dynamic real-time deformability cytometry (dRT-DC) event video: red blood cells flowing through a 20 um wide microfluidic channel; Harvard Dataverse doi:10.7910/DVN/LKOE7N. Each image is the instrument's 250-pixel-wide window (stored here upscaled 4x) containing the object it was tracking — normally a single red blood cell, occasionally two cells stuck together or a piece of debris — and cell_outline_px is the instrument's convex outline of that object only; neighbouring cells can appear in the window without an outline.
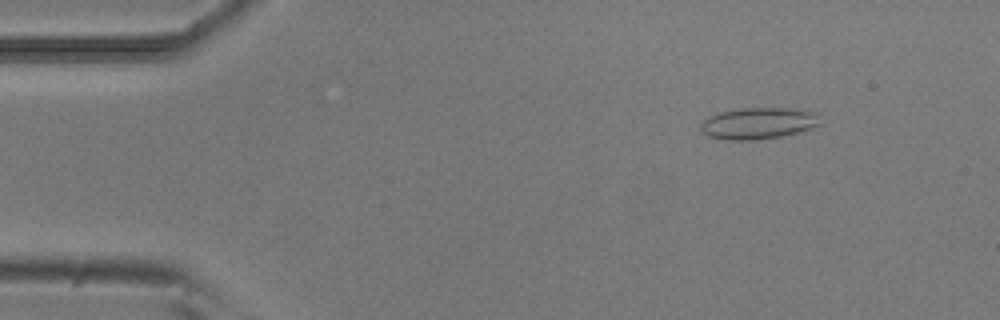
{"species": "common noctule bat (a hibernating species)", "species_latin": "Nyctalus noctula", "temperature_condition": "room temperature", "stored_images_in_passage": 52, "camera_frame_rate_fps": 3000, "um_per_image_px": 0.085, "animal": {"sex": "male", "body_mass_g": 20.5, "forearm_length_mm": 52.5}, "frame": {"image": 1, "passage_image": 6, "time_ms": 1.667, "image_size_px": [1000, 320], "cell_outline_px": [[820, 124], [784, 136], [756, 140], [728, 140], [708, 136], [700, 128], [700, 124], [708, 116], [720, 112], [740, 108], [792, 108], [816, 112]], "centroid_in_image_um": [64.42, 10.47], "position_along_channel_um": 20.6, "area_um2": 21.85}}
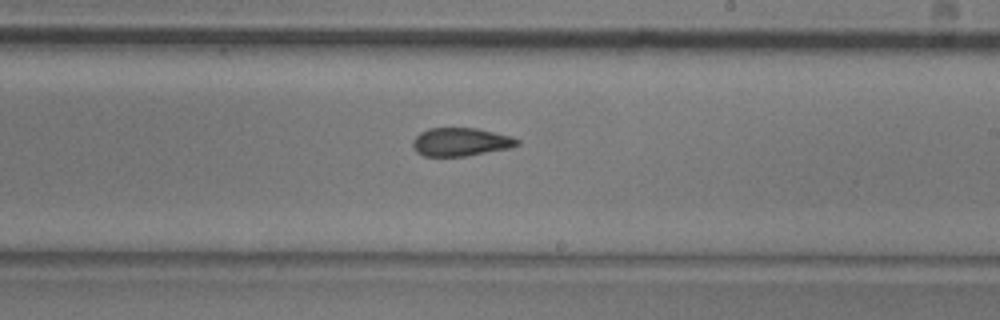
{"frame": {"image": 2, "passage_image": 30, "time_ms": 9.667, "image_size_px": [1000, 320], "cell_outline_px": [[520, 144], [508, 148], [464, 156], [424, 156], [416, 152], [412, 144], [412, 140], [420, 132], [428, 128], [476, 128], [512, 136], [520, 140]], "centroid_in_image_um": [39.14, 12.06], "position_along_channel_um": 249.9, "area_um2": 17.17}}
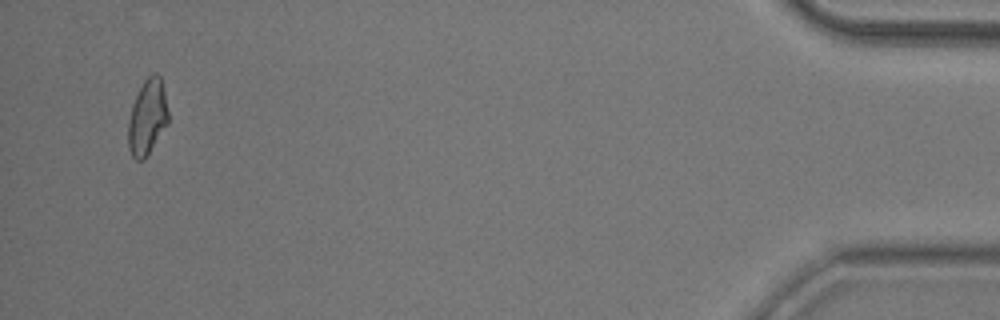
{"frame": {"image": 3, "passage_image": 50, "time_ms": 16.333, "image_size_px": [1000, 320], "cell_outline_px": [[168, 124], [144, 160], [136, 160], [132, 156], [128, 148], [128, 120], [132, 104], [144, 80], [152, 72], [156, 72], [160, 76], [164, 92], [168, 112]], "centroid_in_image_um": [12.52, 9.97], "position_along_channel_um": 422.7, "area_um2": 17.63}, "authors_computed_cell_mechanics": {"area_um2": 17.8891, "velocity_mm_per_s": 3.8328, "shape_relaxation_time_tau1_ms": null, "shape_relaxation_time_tau2_ms": 1.6532, "deformation_change_tau1": null, "deformation_change_tau2": 0.0639}}